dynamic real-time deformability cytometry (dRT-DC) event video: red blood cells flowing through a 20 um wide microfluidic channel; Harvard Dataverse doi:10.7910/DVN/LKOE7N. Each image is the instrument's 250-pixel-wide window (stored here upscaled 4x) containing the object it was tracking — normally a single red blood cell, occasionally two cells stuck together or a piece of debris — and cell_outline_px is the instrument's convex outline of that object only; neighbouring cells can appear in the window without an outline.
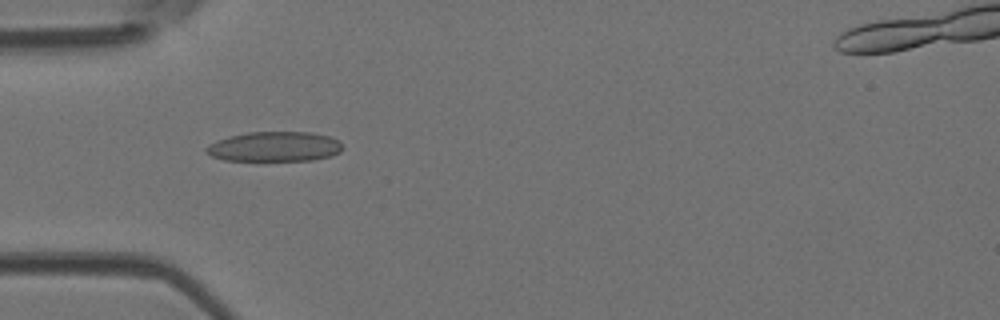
{"species": "Egyptian fruit bat (a non-hibernating species)", "species_latin": "Rousettus aegyptiacus", "temperature_condition": "room temperature", "stored_images_in_passage": 5, "camera_frame_rate_fps": 3000, "um_per_image_px": 0.085, "animal": {"sex": "female"}, "frame": {"image": 1, "passage_image": 5, "time_ms": 1.333, "image_size_px": [1000, 320], "cell_outline_px": [[344, 148], [340, 152], [328, 156], [312, 160], [224, 160], [212, 156], [204, 152], [204, 148], [208, 144], [228, 136], [248, 132], [312, 132], [328, 136], [340, 140]], "centroid_in_image_um": [23.32, 12.45], "position_along_channel_um": 61.7, "area_um2": 23.81}}